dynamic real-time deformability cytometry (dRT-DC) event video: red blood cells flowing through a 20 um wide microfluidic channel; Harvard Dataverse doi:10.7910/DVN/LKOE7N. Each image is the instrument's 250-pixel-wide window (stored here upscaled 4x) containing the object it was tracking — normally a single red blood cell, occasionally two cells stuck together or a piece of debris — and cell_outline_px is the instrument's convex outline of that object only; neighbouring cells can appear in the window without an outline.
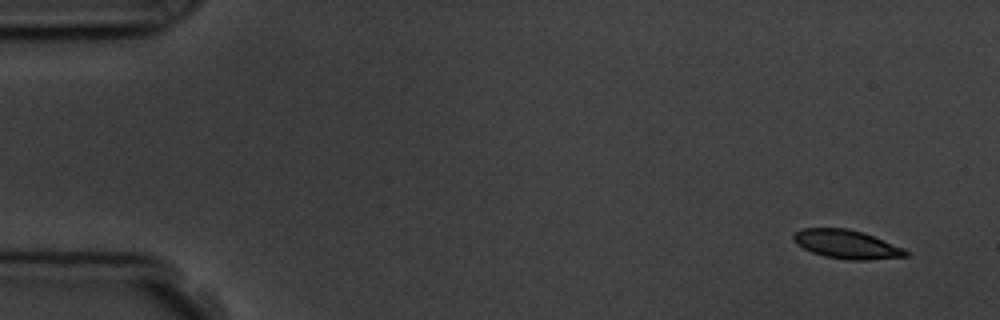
{"species": "common noctule bat (a hibernating species)", "species_latin": "Nyctalus noctula", "temperature_condition": "room temperature", "stored_images_in_passage": 9, "camera_frame_rate_fps": 3000, "um_per_image_px": 0.085, "animal": {"sex": "male", "body_mass_g": 19.5, "forearm_length_mm": 54.6}, "frame": {"image": 1, "passage_image": 1, "time_ms": 0.0, "image_size_px": [1000, 320], "cell_outline_px": [[908, 256], [868, 260], [848, 260], [824, 256], [812, 252], [796, 244], [792, 240], [792, 232], [804, 228], [848, 228], [864, 232], [904, 248], [908, 252]], "centroid_in_image_um": [71.94, 20.75], "position_along_channel_um": 13.1, "area_um2": 18.96}}